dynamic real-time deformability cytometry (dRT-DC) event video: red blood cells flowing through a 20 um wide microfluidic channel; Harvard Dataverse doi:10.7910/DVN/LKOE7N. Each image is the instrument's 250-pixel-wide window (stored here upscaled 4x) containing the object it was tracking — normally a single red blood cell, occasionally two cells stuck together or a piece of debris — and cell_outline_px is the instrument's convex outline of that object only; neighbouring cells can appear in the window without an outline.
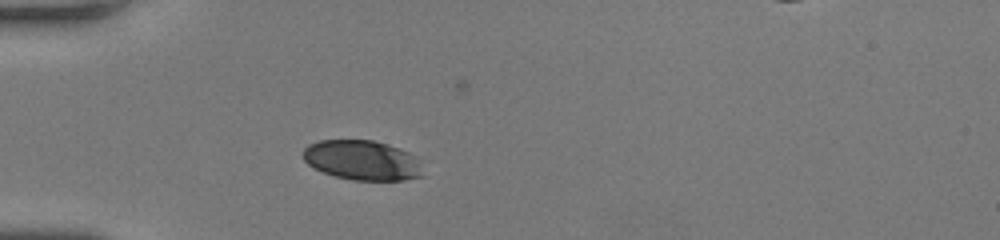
{"species": "human", "species_latin": "Homo sapiens", "temperature_condition": "room temperature", "stored_images_in_passage": 44, "camera_frame_rate_fps": 3000, "um_per_image_px": 0.085, "donor": {"sex": "female"}, "frame": {"image": 1, "passage_image": 1, "time_ms": 0.0, "image_size_px": [1000, 240], "cell_outline_px": [[424, 176], [404, 180], [352, 180], [336, 176], [312, 168], [304, 160], [304, 148], [308, 144], [320, 140], [372, 140], [388, 144], [400, 148], [416, 156]], "centroid_in_image_um": [30.79, 13.62], "position_along_channel_um": 54.2, "area_um2": 27.86}}
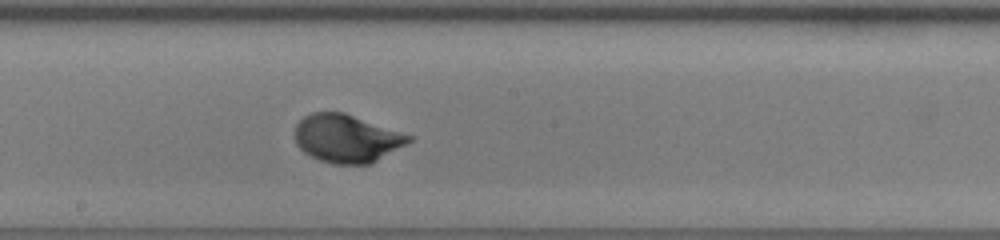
{"frame": {"image": 2, "passage_image": 18, "time_ms": 5.667, "image_size_px": [1000, 240], "cell_outline_px": [[412, 140], [372, 164], [332, 164], [320, 160], [304, 152], [296, 144], [296, 124], [304, 116], [312, 112], [344, 112], [412, 136]], "centroid_in_image_um": [29.45, 11.77], "position_along_channel_um": 218.7, "area_um2": 31.62}}
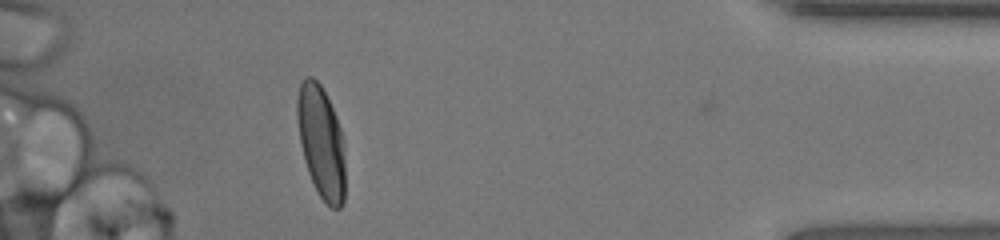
{"frame": {"image": 3, "passage_image": 38, "time_ms": 12.333, "image_size_px": [1000, 240], "cell_outline_px": [[344, 200], [340, 208], [332, 208], [316, 192], [308, 172], [304, 160], [300, 144], [296, 116], [296, 100], [300, 84], [304, 76], [312, 76], [320, 84], [332, 108], [340, 128], [344, 156]], "centroid_in_image_um": [27.27, 12.06], "position_along_channel_um": 407.9, "area_um2": 31.27}, "authors_computed_cell_mechanics": {"area_um2": 31.3854, "velocity_mm_per_s": 3.4344, "shape_relaxation_time_tau1_ms": 2.98, "shape_relaxation_time_tau2_ms": null, "deformation_change_tau1": 0.1674, "deformation_change_tau2": null}}